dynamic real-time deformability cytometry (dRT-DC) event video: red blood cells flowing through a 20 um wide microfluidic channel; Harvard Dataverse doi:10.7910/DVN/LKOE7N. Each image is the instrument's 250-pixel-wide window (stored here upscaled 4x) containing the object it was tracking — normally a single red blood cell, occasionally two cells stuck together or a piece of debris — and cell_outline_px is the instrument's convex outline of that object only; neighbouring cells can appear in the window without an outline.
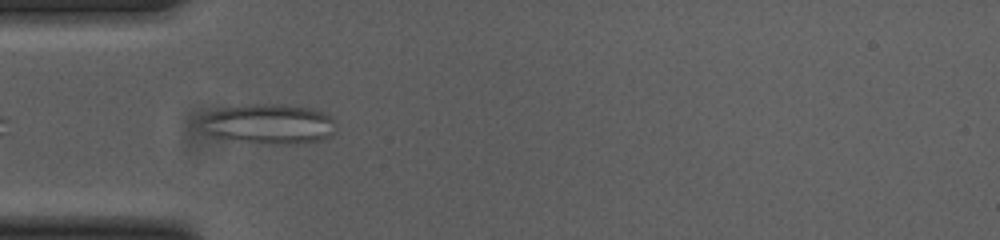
{"species": "common noctule bat (a hibernating species)", "species_latin": "Nyctalus noctula", "temperature_condition": "cold", "stored_images_in_passage": 42, "camera_frame_rate_fps": 3000, "um_per_image_px": 0.085, "animal": {"sex": "female", "body_mass_g": 23.0, "forearm_length_mm": 53.4}, "frame": {"image": 1, "passage_image": 3, "time_ms": 0.667, "image_size_px": [1000, 240], "cell_outline_px": [[336, 132], [332, 136], [320, 140], [296, 144], [268, 144], [240, 140], [216, 136], [208, 132], [204, 120], [204, 116], [212, 112], [224, 108], [248, 104], [284, 104], [312, 108], [324, 112], [332, 120]], "centroid_in_image_um": [22.99, 10.53], "position_along_channel_um": 62.0, "area_um2": 30.75}}
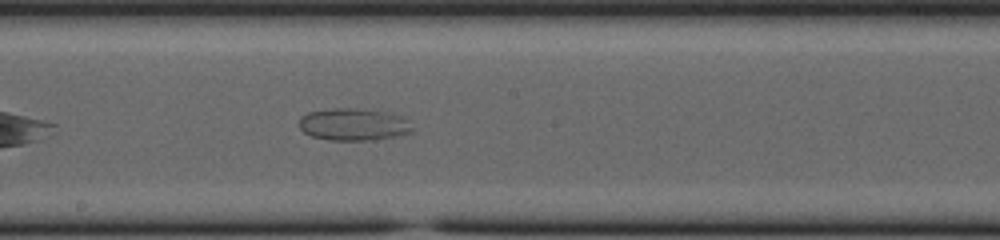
{"frame": {"image": 2, "passage_image": 16, "time_ms": 5.0, "image_size_px": [1000, 240], "cell_outline_px": [[412, 132], [372, 140], [328, 140], [312, 136], [304, 132], [300, 128], [300, 116], [308, 112], [332, 108], [356, 108], [388, 112], [400, 116], [412, 128]], "centroid_in_image_um": [29.99, 10.57], "position_along_channel_um": 218.2, "area_um2": 20.98}}
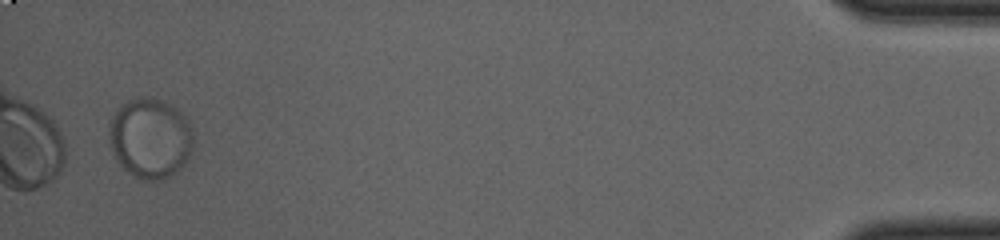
{"frame": {"image": 3, "passage_image": 40, "time_ms": 13.0, "image_size_px": [1000, 240], "cell_outline_px": [[192, 152], [188, 160], [180, 168], [168, 176], [160, 180], [140, 180], [128, 172], [120, 164], [112, 148], [108, 136], [108, 128], [112, 116], [116, 108], [120, 104], [128, 100], [140, 96], [148, 96], [168, 104], [176, 108], [188, 120], [192, 136]], "centroid_in_image_um": [12.75, 11.73], "position_along_channel_um": 422.5, "area_um2": 39.36}}